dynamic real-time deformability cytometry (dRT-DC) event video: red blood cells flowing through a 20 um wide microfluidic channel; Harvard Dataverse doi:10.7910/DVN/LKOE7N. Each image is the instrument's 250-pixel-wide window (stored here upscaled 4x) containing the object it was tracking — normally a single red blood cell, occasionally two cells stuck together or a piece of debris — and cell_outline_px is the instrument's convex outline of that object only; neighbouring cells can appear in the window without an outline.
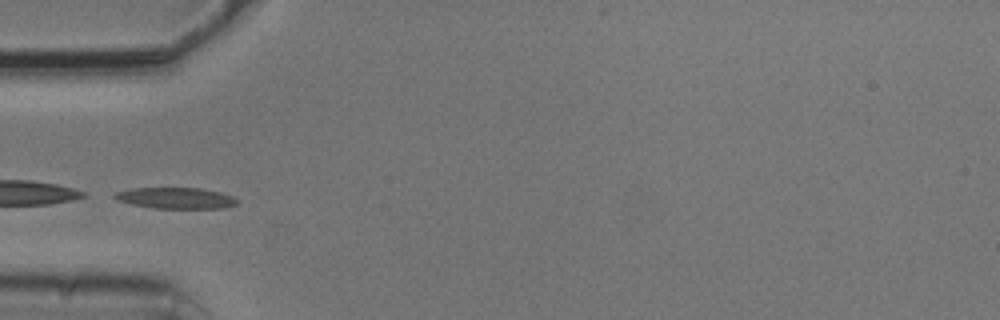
{"species": "common noctule bat (a hibernating species)", "species_latin": "Nyctalus noctula", "temperature_condition": "cold", "stored_images_in_passage": 4, "camera_frame_rate_fps": 3000, "um_per_image_px": 0.085, "animal": {"sex": "male", "body_mass_g": 20.5, "forearm_length_mm": 52.5}, "frame": {"image": 1, "passage_image": 2, "time_ms": 0.333, "image_size_px": [1000, 320], "cell_outline_px": [[240, 200], [236, 204], [224, 208], [156, 208], [132, 204], [116, 200], [112, 196], [116, 192], [132, 188], [200, 188], [220, 192], [232, 196]], "centroid_in_image_um": [14.95, 16.83], "position_along_channel_um": 70.1, "area_um2": 15.03}}
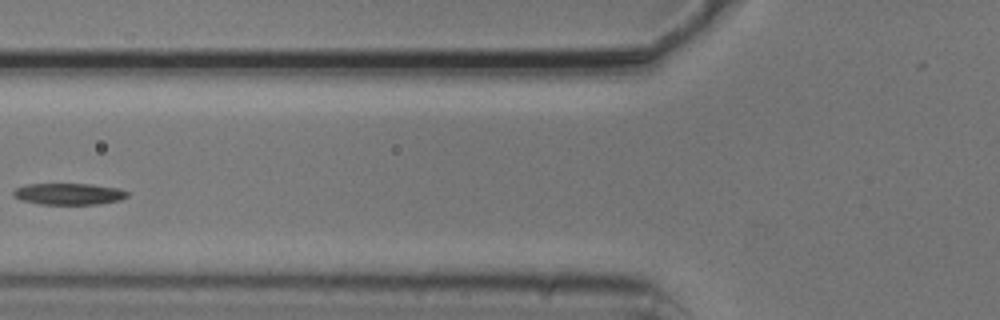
{"frame": {"image": 2, "passage_image": 3, "time_ms": 0.667, "image_size_px": [1000, 320], "cell_outline_px": [[128, 196], [120, 200], [100, 204], [40, 204], [20, 200], [12, 196], [12, 192], [16, 188], [28, 184], [92, 184], [120, 188], [128, 192]], "centroid_in_image_um": [5.85, 16.48], "position_along_channel_um": 119.9, "area_um2": 14.39}}
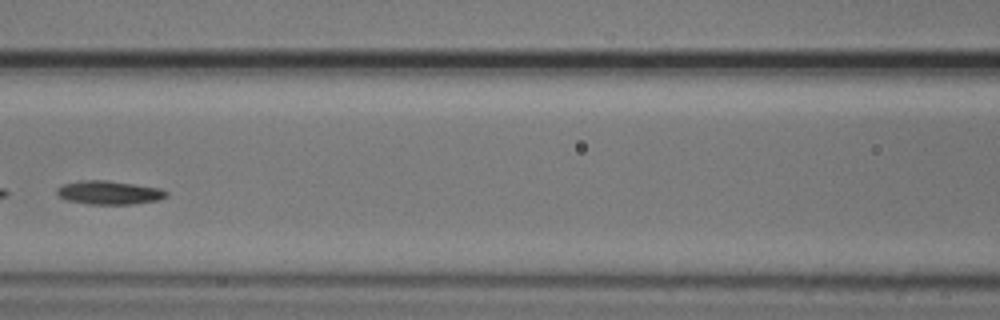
{"frame": {"image": 3, "passage_image": 4, "time_ms": 1.0, "image_size_px": [1000, 320], "cell_outline_px": [[168, 196], [156, 200], [132, 204], [88, 204], [68, 200], [60, 196], [56, 192], [56, 188], [60, 184], [80, 180], [108, 180], [160, 188], [168, 192]], "centroid_in_image_um": [9.24, 16.35], "position_along_channel_um": 157.4, "area_um2": 15.09}}